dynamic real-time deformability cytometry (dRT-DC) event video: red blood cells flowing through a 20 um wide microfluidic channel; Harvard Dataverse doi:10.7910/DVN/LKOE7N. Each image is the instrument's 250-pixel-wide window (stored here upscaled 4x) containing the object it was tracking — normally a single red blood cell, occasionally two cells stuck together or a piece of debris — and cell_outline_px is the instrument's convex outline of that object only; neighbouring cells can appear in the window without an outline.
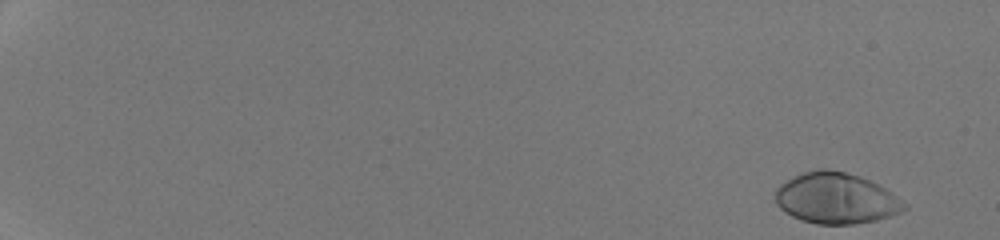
{"species": "human", "species_latin": "Homo sapiens", "temperature_condition": "room temperature", "stored_images_in_passage": 50, "camera_frame_rate_fps": 3000, "um_per_image_px": 0.085, "donor": {"sex": "male"}, "frame": {"image": 1, "passage_image": 1, "time_ms": 0.0, "image_size_px": [1000, 240], "cell_outline_px": [[908, 208], [900, 212], [876, 220], [852, 224], [816, 224], [800, 220], [784, 212], [776, 204], [776, 188], [780, 184], [804, 172], [820, 168], [824, 168], [844, 172], [860, 176], [884, 188], [908, 204]], "centroid_in_image_um": [71.05, 16.86], "position_along_channel_um": 13.9, "area_um2": 38.03}}
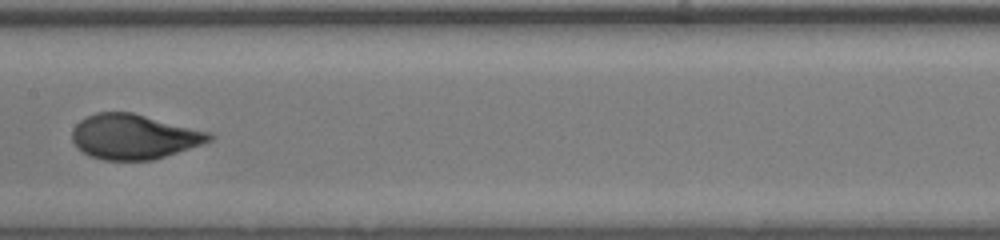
{"frame": {"image": 2, "passage_image": 29, "time_ms": 9.333, "image_size_px": [1000, 240], "cell_outline_px": [[216, 136], [212, 140], [204, 144], [152, 160], [104, 160], [88, 156], [76, 148], [72, 140], [72, 128], [80, 120], [96, 112], [132, 112], [212, 132]], "centroid_in_image_um": [11.4, 11.62], "position_along_channel_um": 196.0, "area_um2": 36.3}}
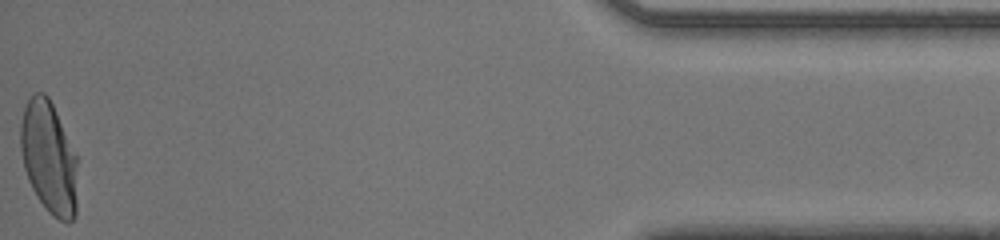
{"frame": {"image": 3, "passage_image": 50, "time_ms": 16.333, "image_size_px": [1000, 240], "cell_outline_px": [[76, 216], [72, 220], [60, 220], [52, 216], [48, 212], [36, 196], [28, 180], [24, 168], [20, 148], [20, 124], [24, 108], [28, 100], [36, 92], [44, 92], [48, 96], [76, 152]], "centroid_in_image_um": [4.14, 13.39], "position_along_channel_um": 431.1, "area_um2": 37.28}, "authors_computed_cell_mechanics": {"area_um2": 36.2984, "velocity_mm_per_s": 4.2971, "shape_relaxation_time_tau1_ms": 2.944, "shape_relaxation_time_tau2_ms": null, "deformation_change_tau1": 0.1993, "deformation_change_tau2": null}}